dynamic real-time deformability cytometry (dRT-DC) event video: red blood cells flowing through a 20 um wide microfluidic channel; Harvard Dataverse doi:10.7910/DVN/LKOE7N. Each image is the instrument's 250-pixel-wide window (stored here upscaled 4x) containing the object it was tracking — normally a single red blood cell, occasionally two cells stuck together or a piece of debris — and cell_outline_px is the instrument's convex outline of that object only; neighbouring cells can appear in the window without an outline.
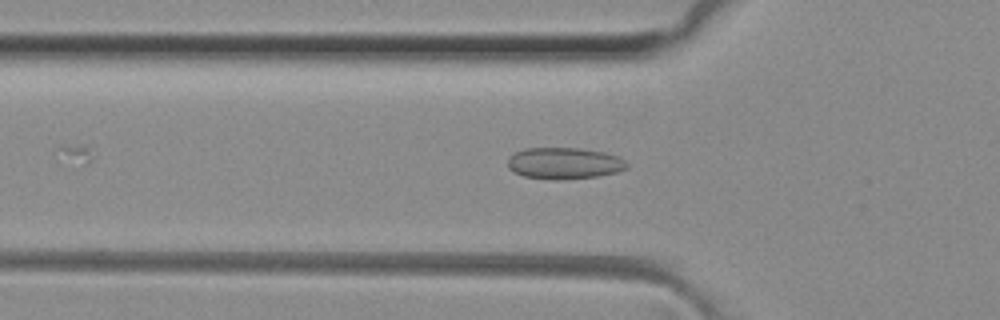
{"species": "common noctule bat (a hibernating species)", "species_latin": "Nyctalus noctula", "temperature_condition": "room temperature", "stored_images_in_passage": 49, "camera_frame_rate_fps": 3000, "um_per_image_px": 0.085, "animal": {"sex": "female", "body_mass_g": 29.2, "forearm_length_mm": 56.3}, "frame": {"image": 1, "passage_image": 15, "time_ms": 4.667, "image_size_px": [1000, 320], "cell_outline_px": [[628, 168], [616, 172], [596, 176], [560, 180], [556, 180], [524, 176], [508, 168], [508, 156], [516, 152], [528, 148], [580, 148], [604, 152], [616, 156], [624, 160], [628, 164]], "centroid_in_image_um": [47.96, 13.87], "position_along_channel_um": 77.8, "area_um2": 21.73}}
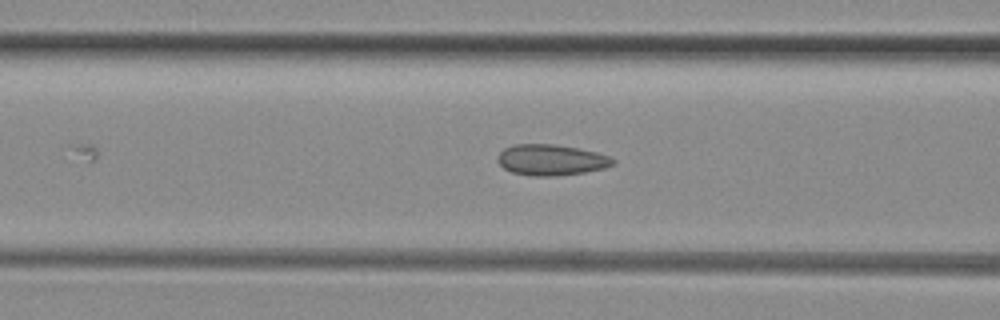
{"frame": {"image": 2, "passage_image": 18, "time_ms": 5.667, "image_size_px": [1000, 320], "cell_outline_px": [[616, 160], [612, 164], [604, 168], [584, 172], [556, 176], [532, 176], [512, 172], [504, 168], [496, 160], [496, 156], [504, 148], [516, 144], [552, 144], [576, 148], [596, 152], [608, 156]], "centroid_in_image_um": [46.8, 13.59], "position_along_channel_um": 119.8, "area_um2": 20.63}}
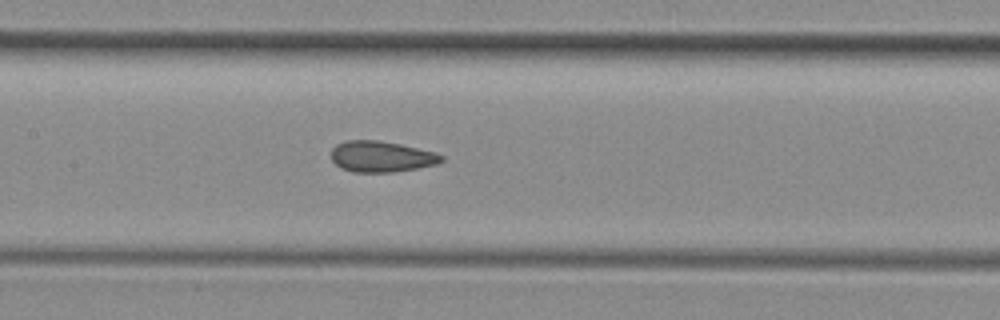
{"frame": {"image": 3, "passage_image": 22, "time_ms": 7.0, "image_size_px": [1000, 320], "cell_outline_px": [[444, 160], [436, 164], [416, 168], [392, 172], [352, 172], [340, 168], [332, 160], [332, 148], [336, 144], [348, 140], [376, 140], [400, 144], [436, 152], [444, 156]], "centroid_in_image_um": [32.41, 13.31], "position_along_channel_um": 175.0, "area_um2": 19.88}}